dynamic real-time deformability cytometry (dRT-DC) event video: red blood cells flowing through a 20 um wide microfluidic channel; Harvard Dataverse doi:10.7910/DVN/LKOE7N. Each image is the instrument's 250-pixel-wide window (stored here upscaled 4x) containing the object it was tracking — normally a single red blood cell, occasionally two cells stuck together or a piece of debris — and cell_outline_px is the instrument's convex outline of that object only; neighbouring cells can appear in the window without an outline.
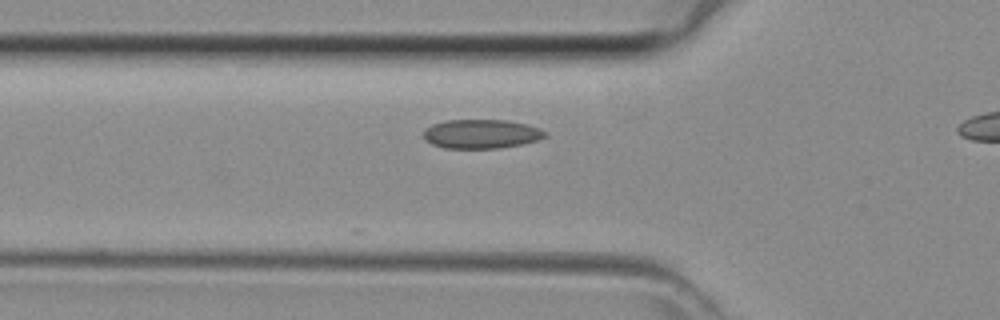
{"species": "common noctule bat (a hibernating species)", "species_latin": "Nyctalus noctula", "temperature_condition": "room temperature", "stored_images_in_passage": 14, "camera_frame_rate_fps": 3000, "um_per_image_px": 0.085, "animal": {"sex": "female", "body_mass_g": 29.2, "forearm_length_mm": 56.3}, "frame": {"image": 1, "passage_image": 2, "time_ms": 0.333, "image_size_px": [1000, 320], "cell_outline_px": [[548, 136], [536, 140], [520, 144], [500, 148], [444, 148], [432, 144], [424, 140], [424, 128], [432, 124], [444, 120], [508, 120], [528, 124], [540, 128], [548, 132]], "centroid_in_image_um": [40.91, 11.37], "position_along_channel_um": 84.9, "area_um2": 20.81}}
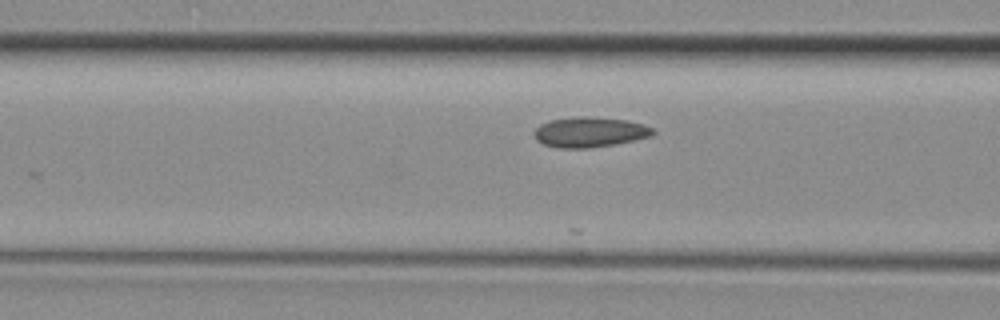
{"frame": {"image": 2, "passage_image": 4, "time_ms": 1.0, "image_size_px": [1000, 320], "cell_outline_px": [[656, 132], [652, 136], [616, 144], [592, 148], [556, 148], [544, 144], [536, 140], [532, 132], [540, 124], [552, 120], [580, 116], [584, 116], [628, 120], [652, 128]], "centroid_in_image_um": [50.1, 11.24], "position_along_channel_um": 116.5, "area_um2": 20.92}}
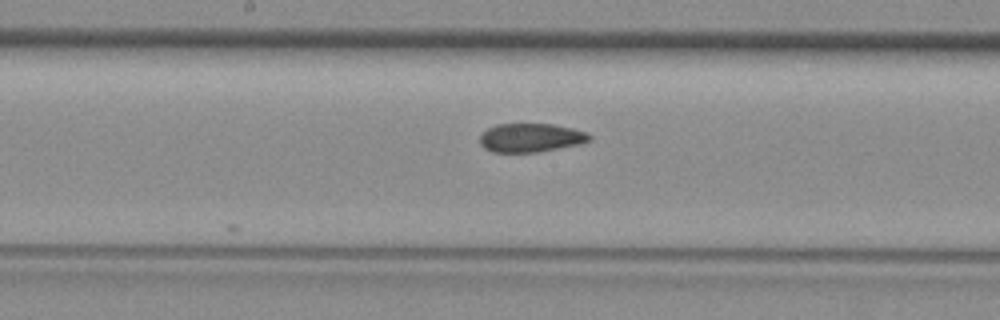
{"frame": {"image": 3, "passage_image": 14, "time_ms": 4.333, "image_size_px": [1000, 320], "cell_outline_px": [[592, 140], [580, 144], [536, 152], [492, 152], [484, 148], [480, 144], [480, 136], [488, 128], [496, 124], [552, 124], [572, 128], [588, 132], [592, 136]], "centroid_in_image_um": [45.14, 11.7], "position_along_channel_um": 203.1, "area_um2": 18.38}}